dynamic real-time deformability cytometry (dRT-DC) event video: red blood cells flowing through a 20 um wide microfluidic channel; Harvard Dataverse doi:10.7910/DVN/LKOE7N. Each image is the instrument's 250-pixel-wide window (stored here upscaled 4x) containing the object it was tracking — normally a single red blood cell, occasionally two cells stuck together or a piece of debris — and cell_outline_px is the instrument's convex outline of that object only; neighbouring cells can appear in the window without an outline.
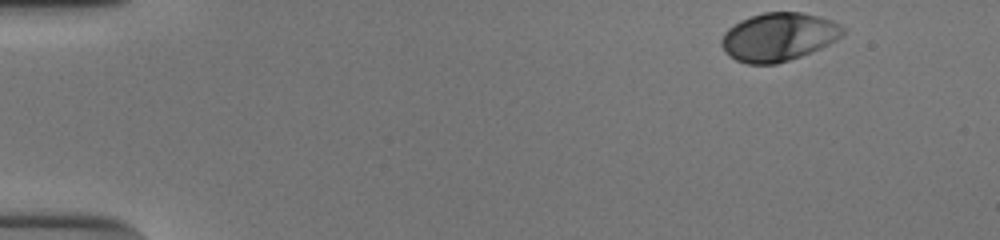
{"species": "human", "species_latin": "Homo sapiens", "temperature_condition": "cold", "stored_images_in_passage": 41, "camera_frame_rate_fps": 3000, "um_per_image_px": 0.085, "donor": {"sex": "male"}, "frame": {"image": 1, "passage_image": 1, "time_ms": 0.0, "image_size_px": [1000, 240], "cell_outline_px": [[844, 32], [836, 40], [820, 48], [800, 56], [776, 64], [748, 64], [736, 60], [720, 44], [720, 40], [724, 32], [728, 28], [740, 20], [764, 12], [800, 12], [832, 20], [840, 24], [844, 28]], "centroid_in_image_um": [66.16, 3.13], "position_along_channel_um": 18.8, "area_um2": 33.81}}
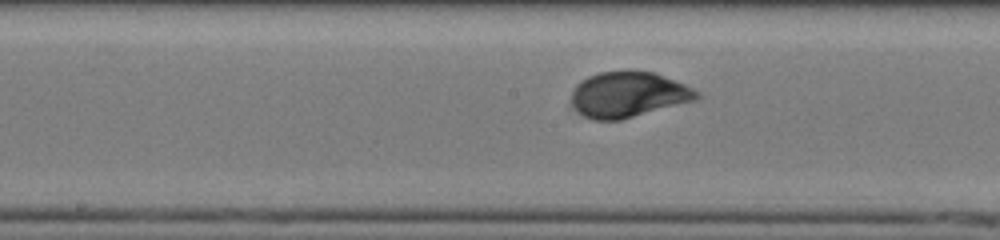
{"frame": {"image": 2, "passage_image": 24, "time_ms": 7.667, "image_size_px": [1000, 240], "cell_outline_px": [[700, 96], [696, 100], [620, 120], [592, 120], [584, 116], [572, 104], [572, 92], [576, 84], [580, 80], [588, 76], [600, 72], [652, 72], [684, 84], [700, 92]], "centroid_in_image_um": [53.39, 8.05], "position_along_channel_um": 194.8, "area_um2": 32.77}}
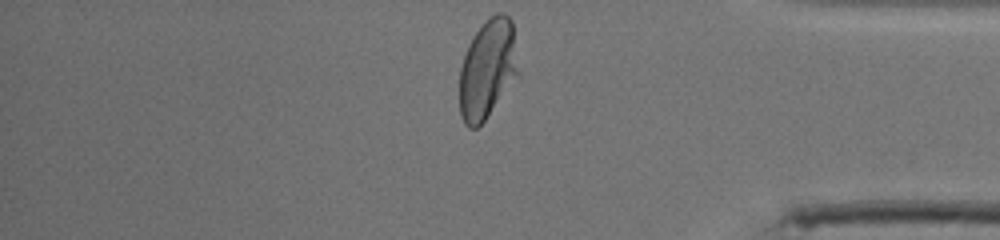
{"frame": {"image": 3, "passage_image": 41, "time_ms": 13.333, "image_size_px": [1000, 240], "cell_outline_px": [[520, 72], [484, 120], [476, 128], [468, 128], [464, 124], [460, 116], [460, 68], [464, 56], [476, 32], [496, 12], [504, 12], [512, 20]], "centroid_in_image_um": [41.46, 5.87], "position_along_channel_um": 393.7, "area_um2": 33.58}, "authors_computed_cell_mechanics": {"area_um2": 33.4084, "velocity_mm_per_s": 3.8579, "shape_relaxation_time_tau1_ms": 2.3189, "shape_relaxation_time_tau2_ms": null, "deformation_change_tau1": 0.1466, "deformation_change_tau2": null}}